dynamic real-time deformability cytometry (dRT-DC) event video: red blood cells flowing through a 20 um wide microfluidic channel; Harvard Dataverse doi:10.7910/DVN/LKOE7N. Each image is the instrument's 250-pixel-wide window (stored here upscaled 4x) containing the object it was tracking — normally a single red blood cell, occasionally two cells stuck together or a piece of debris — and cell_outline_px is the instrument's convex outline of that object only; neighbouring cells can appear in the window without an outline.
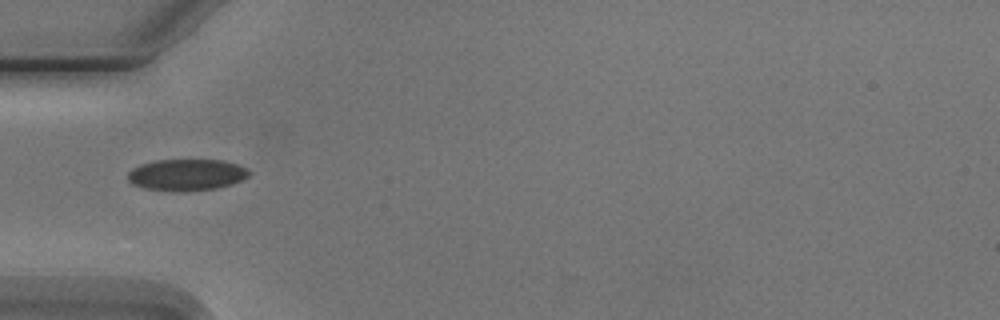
{"species": "Egyptian fruit bat (a non-hibernating species)", "species_latin": "Rousettus aegyptiacus", "temperature_condition": "cold", "stored_images_in_passage": 3, "camera_frame_rate_fps": 3000, "um_per_image_px": 0.085, "animal": {"sex": "male"}, "frame": {"image": 1, "passage_image": 2, "time_ms": 2.0, "image_size_px": [1000, 320], "cell_outline_px": [[252, 172], [248, 176], [232, 184], [216, 188], [184, 192], [172, 192], [144, 188], [132, 184], [128, 180], [128, 172], [132, 168], [140, 164], [156, 160], [224, 160], [248, 168]], "centroid_in_image_um": [15.85, 14.86], "position_along_channel_um": 69.1, "area_um2": 22.54}}